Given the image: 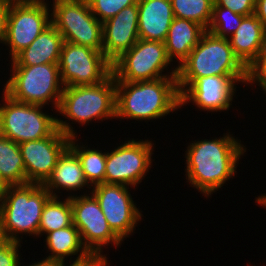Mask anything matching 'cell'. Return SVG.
I'll list each match as a JSON object with an SVG mask.
<instances>
[{
	"label": "cell",
	"instance_id": "8992f818",
	"mask_svg": "<svg viewBox=\"0 0 266 266\" xmlns=\"http://www.w3.org/2000/svg\"><path fill=\"white\" fill-rule=\"evenodd\" d=\"M116 83L111 74L105 81L92 86L64 87L58 107L59 114L81 126L93 120L116 117Z\"/></svg>",
	"mask_w": 266,
	"mask_h": 266
},
{
	"label": "cell",
	"instance_id": "d6986e66",
	"mask_svg": "<svg viewBox=\"0 0 266 266\" xmlns=\"http://www.w3.org/2000/svg\"><path fill=\"white\" fill-rule=\"evenodd\" d=\"M64 40L51 24L25 49L11 59V66H35L59 63Z\"/></svg>",
	"mask_w": 266,
	"mask_h": 266
},
{
	"label": "cell",
	"instance_id": "8fae6325",
	"mask_svg": "<svg viewBox=\"0 0 266 266\" xmlns=\"http://www.w3.org/2000/svg\"><path fill=\"white\" fill-rule=\"evenodd\" d=\"M58 66L64 87L97 85L112 74V63L103 52L67 41L62 44Z\"/></svg>",
	"mask_w": 266,
	"mask_h": 266
},
{
	"label": "cell",
	"instance_id": "e0dca14e",
	"mask_svg": "<svg viewBox=\"0 0 266 266\" xmlns=\"http://www.w3.org/2000/svg\"><path fill=\"white\" fill-rule=\"evenodd\" d=\"M102 36V52L113 63L139 40L137 4L123 8L115 16L104 21Z\"/></svg>",
	"mask_w": 266,
	"mask_h": 266
},
{
	"label": "cell",
	"instance_id": "277c9868",
	"mask_svg": "<svg viewBox=\"0 0 266 266\" xmlns=\"http://www.w3.org/2000/svg\"><path fill=\"white\" fill-rule=\"evenodd\" d=\"M51 197L41 184L9 185L0 201V238L21 243L19 234L38 237L42 211Z\"/></svg>",
	"mask_w": 266,
	"mask_h": 266
},
{
	"label": "cell",
	"instance_id": "8d00e7d4",
	"mask_svg": "<svg viewBox=\"0 0 266 266\" xmlns=\"http://www.w3.org/2000/svg\"><path fill=\"white\" fill-rule=\"evenodd\" d=\"M7 188H8V185L0 176V201L2 200Z\"/></svg>",
	"mask_w": 266,
	"mask_h": 266
},
{
	"label": "cell",
	"instance_id": "30bf717a",
	"mask_svg": "<svg viewBox=\"0 0 266 266\" xmlns=\"http://www.w3.org/2000/svg\"><path fill=\"white\" fill-rule=\"evenodd\" d=\"M57 118V129L48 137L20 143L26 171V183L43 185L51 176L59 156L76 137L71 123Z\"/></svg>",
	"mask_w": 266,
	"mask_h": 266
},
{
	"label": "cell",
	"instance_id": "ba28073f",
	"mask_svg": "<svg viewBox=\"0 0 266 266\" xmlns=\"http://www.w3.org/2000/svg\"><path fill=\"white\" fill-rule=\"evenodd\" d=\"M51 23L63 40L102 52V22L91 12L87 0H53Z\"/></svg>",
	"mask_w": 266,
	"mask_h": 266
},
{
	"label": "cell",
	"instance_id": "836d02e7",
	"mask_svg": "<svg viewBox=\"0 0 266 266\" xmlns=\"http://www.w3.org/2000/svg\"><path fill=\"white\" fill-rule=\"evenodd\" d=\"M108 263L97 256H94L93 258L86 259L81 262L72 263L69 266H108ZM65 263H60L58 266H65ZM68 266V265H67Z\"/></svg>",
	"mask_w": 266,
	"mask_h": 266
},
{
	"label": "cell",
	"instance_id": "f546056e",
	"mask_svg": "<svg viewBox=\"0 0 266 266\" xmlns=\"http://www.w3.org/2000/svg\"><path fill=\"white\" fill-rule=\"evenodd\" d=\"M214 2L243 16L252 15L255 10V0H214Z\"/></svg>",
	"mask_w": 266,
	"mask_h": 266
},
{
	"label": "cell",
	"instance_id": "4fadbf2b",
	"mask_svg": "<svg viewBox=\"0 0 266 266\" xmlns=\"http://www.w3.org/2000/svg\"><path fill=\"white\" fill-rule=\"evenodd\" d=\"M71 195L73 224L78 229L83 245L93 255L104 259L102 248L110 244L120 246L122 240L112 231L96 198L91 194ZM102 253V254H101Z\"/></svg>",
	"mask_w": 266,
	"mask_h": 266
},
{
	"label": "cell",
	"instance_id": "d590c367",
	"mask_svg": "<svg viewBox=\"0 0 266 266\" xmlns=\"http://www.w3.org/2000/svg\"><path fill=\"white\" fill-rule=\"evenodd\" d=\"M22 263H19V266H21ZM60 263L48 259H43L40 260L39 262H35L34 264L32 263L31 265L28 266H58Z\"/></svg>",
	"mask_w": 266,
	"mask_h": 266
},
{
	"label": "cell",
	"instance_id": "7a4b0ae2",
	"mask_svg": "<svg viewBox=\"0 0 266 266\" xmlns=\"http://www.w3.org/2000/svg\"><path fill=\"white\" fill-rule=\"evenodd\" d=\"M115 83V118L155 120L181 108L177 77Z\"/></svg>",
	"mask_w": 266,
	"mask_h": 266
},
{
	"label": "cell",
	"instance_id": "f1b7e54d",
	"mask_svg": "<svg viewBox=\"0 0 266 266\" xmlns=\"http://www.w3.org/2000/svg\"><path fill=\"white\" fill-rule=\"evenodd\" d=\"M87 2L92 14L103 23L123 8L138 4L139 0H87Z\"/></svg>",
	"mask_w": 266,
	"mask_h": 266
},
{
	"label": "cell",
	"instance_id": "5bb4252c",
	"mask_svg": "<svg viewBox=\"0 0 266 266\" xmlns=\"http://www.w3.org/2000/svg\"><path fill=\"white\" fill-rule=\"evenodd\" d=\"M148 140H128L114 150L106 152L105 184L124 185L130 188L142 182L152 164V147ZM150 167V168H149Z\"/></svg>",
	"mask_w": 266,
	"mask_h": 266
},
{
	"label": "cell",
	"instance_id": "9c48e42d",
	"mask_svg": "<svg viewBox=\"0 0 266 266\" xmlns=\"http://www.w3.org/2000/svg\"><path fill=\"white\" fill-rule=\"evenodd\" d=\"M172 61L168 58L165 43L139 39L128 51L112 63L115 81L140 82L163 77H177V67L170 75L163 74Z\"/></svg>",
	"mask_w": 266,
	"mask_h": 266
},
{
	"label": "cell",
	"instance_id": "9a60e30c",
	"mask_svg": "<svg viewBox=\"0 0 266 266\" xmlns=\"http://www.w3.org/2000/svg\"><path fill=\"white\" fill-rule=\"evenodd\" d=\"M128 189L124 185L103 183L93 186L90 192L98 201L110 228L122 241L133 233L143 216Z\"/></svg>",
	"mask_w": 266,
	"mask_h": 266
},
{
	"label": "cell",
	"instance_id": "2e32d148",
	"mask_svg": "<svg viewBox=\"0 0 266 266\" xmlns=\"http://www.w3.org/2000/svg\"><path fill=\"white\" fill-rule=\"evenodd\" d=\"M250 85V76H207L192 81L181 93V107L189 101L204 111H225L232 105L236 83Z\"/></svg>",
	"mask_w": 266,
	"mask_h": 266
},
{
	"label": "cell",
	"instance_id": "7c38bea8",
	"mask_svg": "<svg viewBox=\"0 0 266 266\" xmlns=\"http://www.w3.org/2000/svg\"><path fill=\"white\" fill-rule=\"evenodd\" d=\"M45 0L11 1L7 33L3 44L8 45L13 59L28 47L51 23V10Z\"/></svg>",
	"mask_w": 266,
	"mask_h": 266
},
{
	"label": "cell",
	"instance_id": "52a82bcc",
	"mask_svg": "<svg viewBox=\"0 0 266 266\" xmlns=\"http://www.w3.org/2000/svg\"><path fill=\"white\" fill-rule=\"evenodd\" d=\"M3 95L0 135L20 144L48 137L57 129V117L44 113V106L18 102L4 91Z\"/></svg>",
	"mask_w": 266,
	"mask_h": 266
},
{
	"label": "cell",
	"instance_id": "44dd1931",
	"mask_svg": "<svg viewBox=\"0 0 266 266\" xmlns=\"http://www.w3.org/2000/svg\"><path fill=\"white\" fill-rule=\"evenodd\" d=\"M205 31L196 22L174 17L164 42L168 58L172 62L177 58L179 66L198 44Z\"/></svg>",
	"mask_w": 266,
	"mask_h": 266
},
{
	"label": "cell",
	"instance_id": "1f68e13d",
	"mask_svg": "<svg viewBox=\"0 0 266 266\" xmlns=\"http://www.w3.org/2000/svg\"><path fill=\"white\" fill-rule=\"evenodd\" d=\"M266 61V31L261 41L257 58L247 67L251 76Z\"/></svg>",
	"mask_w": 266,
	"mask_h": 266
},
{
	"label": "cell",
	"instance_id": "4dcf8cb0",
	"mask_svg": "<svg viewBox=\"0 0 266 266\" xmlns=\"http://www.w3.org/2000/svg\"><path fill=\"white\" fill-rule=\"evenodd\" d=\"M11 1L12 0H0V43H3L6 37Z\"/></svg>",
	"mask_w": 266,
	"mask_h": 266
},
{
	"label": "cell",
	"instance_id": "d6a6232c",
	"mask_svg": "<svg viewBox=\"0 0 266 266\" xmlns=\"http://www.w3.org/2000/svg\"><path fill=\"white\" fill-rule=\"evenodd\" d=\"M259 83L258 86L266 91V61L250 76V84Z\"/></svg>",
	"mask_w": 266,
	"mask_h": 266
},
{
	"label": "cell",
	"instance_id": "7402d4cb",
	"mask_svg": "<svg viewBox=\"0 0 266 266\" xmlns=\"http://www.w3.org/2000/svg\"><path fill=\"white\" fill-rule=\"evenodd\" d=\"M46 235L45 245L50 254L44 259L65 263V257L78 255L75 261H72L77 263L94 257L83 245L80 233L74 224Z\"/></svg>",
	"mask_w": 266,
	"mask_h": 266
},
{
	"label": "cell",
	"instance_id": "83f0119b",
	"mask_svg": "<svg viewBox=\"0 0 266 266\" xmlns=\"http://www.w3.org/2000/svg\"><path fill=\"white\" fill-rule=\"evenodd\" d=\"M244 17L214 2L212 19L207 31L213 33L215 36L228 39L239 28Z\"/></svg>",
	"mask_w": 266,
	"mask_h": 266
},
{
	"label": "cell",
	"instance_id": "cb8c5ba5",
	"mask_svg": "<svg viewBox=\"0 0 266 266\" xmlns=\"http://www.w3.org/2000/svg\"><path fill=\"white\" fill-rule=\"evenodd\" d=\"M0 176L9 185L26 184V171L19 145L0 135Z\"/></svg>",
	"mask_w": 266,
	"mask_h": 266
},
{
	"label": "cell",
	"instance_id": "74e56055",
	"mask_svg": "<svg viewBox=\"0 0 266 266\" xmlns=\"http://www.w3.org/2000/svg\"><path fill=\"white\" fill-rule=\"evenodd\" d=\"M255 201L260 204V206L266 208V194L258 196Z\"/></svg>",
	"mask_w": 266,
	"mask_h": 266
},
{
	"label": "cell",
	"instance_id": "484cf974",
	"mask_svg": "<svg viewBox=\"0 0 266 266\" xmlns=\"http://www.w3.org/2000/svg\"><path fill=\"white\" fill-rule=\"evenodd\" d=\"M59 200L60 196L51 197L45 204L38 227V237L73 224L70 197H67L65 201Z\"/></svg>",
	"mask_w": 266,
	"mask_h": 266
},
{
	"label": "cell",
	"instance_id": "6da1fadb",
	"mask_svg": "<svg viewBox=\"0 0 266 266\" xmlns=\"http://www.w3.org/2000/svg\"><path fill=\"white\" fill-rule=\"evenodd\" d=\"M245 146L229 133L221 138L202 139L186 150V179L198 192L209 196L235 176Z\"/></svg>",
	"mask_w": 266,
	"mask_h": 266
},
{
	"label": "cell",
	"instance_id": "ac0fdd59",
	"mask_svg": "<svg viewBox=\"0 0 266 266\" xmlns=\"http://www.w3.org/2000/svg\"><path fill=\"white\" fill-rule=\"evenodd\" d=\"M137 6L139 39L165 42L174 19L171 0H139Z\"/></svg>",
	"mask_w": 266,
	"mask_h": 266
},
{
	"label": "cell",
	"instance_id": "ffe728a7",
	"mask_svg": "<svg viewBox=\"0 0 266 266\" xmlns=\"http://www.w3.org/2000/svg\"><path fill=\"white\" fill-rule=\"evenodd\" d=\"M43 186L52 197H58L59 195L55 191L59 193L61 188L71 192L80 190L82 187L91 189L85 178L79 157L69 146L59 156L51 176Z\"/></svg>",
	"mask_w": 266,
	"mask_h": 266
},
{
	"label": "cell",
	"instance_id": "3957f363",
	"mask_svg": "<svg viewBox=\"0 0 266 266\" xmlns=\"http://www.w3.org/2000/svg\"><path fill=\"white\" fill-rule=\"evenodd\" d=\"M176 67L180 93L200 77L250 76L248 68L234 54L229 40L207 30L189 56Z\"/></svg>",
	"mask_w": 266,
	"mask_h": 266
},
{
	"label": "cell",
	"instance_id": "603a6c76",
	"mask_svg": "<svg viewBox=\"0 0 266 266\" xmlns=\"http://www.w3.org/2000/svg\"><path fill=\"white\" fill-rule=\"evenodd\" d=\"M265 28L255 14L245 16L239 28L228 38L234 54L248 67L260 50Z\"/></svg>",
	"mask_w": 266,
	"mask_h": 266
},
{
	"label": "cell",
	"instance_id": "4316f807",
	"mask_svg": "<svg viewBox=\"0 0 266 266\" xmlns=\"http://www.w3.org/2000/svg\"><path fill=\"white\" fill-rule=\"evenodd\" d=\"M214 0H171L173 15L201 25L205 30L212 19Z\"/></svg>",
	"mask_w": 266,
	"mask_h": 266
},
{
	"label": "cell",
	"instance_id": "d4e9b609",
	"mask_svg": "<svg viewBox=\"0 0 266 266\" xmlns=\"http://www.w3.org/2000/svg\"><path fill=\"white\" fill-rule=\"evenodd\" d=\"M75 139H77V136L70 138L69 147L79 157L85 178L90 187L105 183L106 152L102 153V150L99 151L95 148L90 149L88 146L85 147L83 143L81 147L76 142L78 140Z\"/></svg>",
	"mask_w": 266,
	"mask_h": 266
},
{
	"label": "cell",
	"instance_id": "5b68a950",
	"mask_svg": "<svg viewBox=\"0 0 266 266\" xmlns=\"http://www.w3.org/2000/svg\"><path fill=\"white\" fill-rule=\"evenodd\" d=\"M4 92L12 99L34 105H49L58 110L63 84L58 63L35 66H12Z\"/></svg>",
	"mask_w": 266,
	"mask_h": 266
},
{
	"label": "cell",
	"instance_id": "e575fe53",
	"mask_svg": "<svg viewBox=\"0 0 266 266\" xmlns=\"http://www.w3.org/2000/svg\"><path fill=\"white\" fill-rule=\"evenodd\" d=\"M254 14L257 16L266 30V0H255Z\"/></svg>",
	"mask_w": 266,
	"mask_h": 266
}]
</instances>
